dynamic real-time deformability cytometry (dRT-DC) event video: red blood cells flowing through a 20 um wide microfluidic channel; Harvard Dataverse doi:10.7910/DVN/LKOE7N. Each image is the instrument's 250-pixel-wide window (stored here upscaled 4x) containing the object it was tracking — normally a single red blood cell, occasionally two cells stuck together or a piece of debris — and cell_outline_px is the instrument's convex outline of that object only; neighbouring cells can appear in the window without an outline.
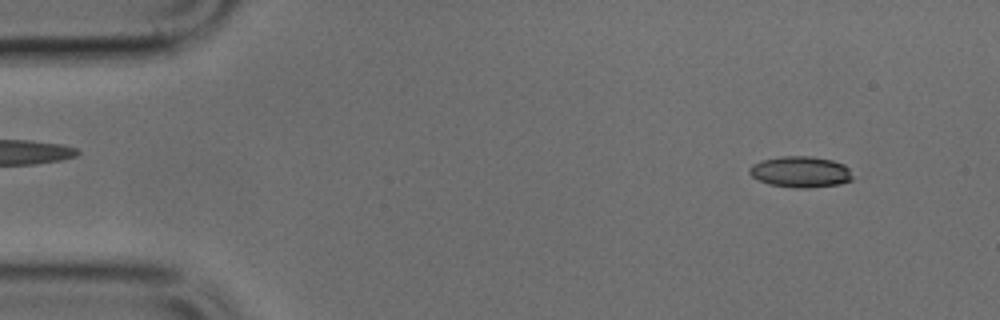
{"species": "common noctule bat (a hibernating species)", "species_latin": "Nyctalus noctula", "temperature_condition": "cold", "stored_images_in_passage": 46, "camera_frame_rate_fps": 3000, "um_per_image_px": 0.085, "animal": {"sex": "male", "body_mass_g": 17.9, "forearm_length_mm": 54.2}, "frame": {"image": 1, "passage_image": 2, "time_ms": 0.333, "image_size_px": [1000, 320], "cell_outline_px": [[852, 180], [840, 184], [808, 188], [796, 188], [768, 184], [752, 176], [748, 172], [748, 168], [752, 164], [764, 160], [784, 156], [812, 156], [832, 160], [844, 164], [848, 168], [852, 176]], "centroid_in_image_um": [68.05, 14.61], "position_along_channel_um": 16.9, "area_um2": 18.67}}
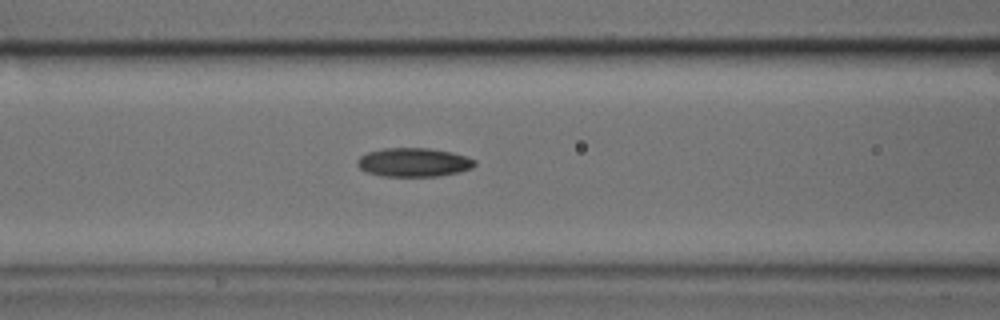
{"frame": {"image": 2, "passage_image": 17, "time_ms": 5.333, "image_size_px": [1000, 320], "cell_outline_px": [[476, 164], [472, 168], [460, 172], [436, 176], [380, 176], [364, 172], [356, 164], [356, 160], [360, 156], [368, 152], [384, 148], [428, 148], [452, 152], [476, 160]], "centroid_in_image_um": [35.13, 13.8], "position_along_channel_um": 131.5, "area_um2": 19.83}}
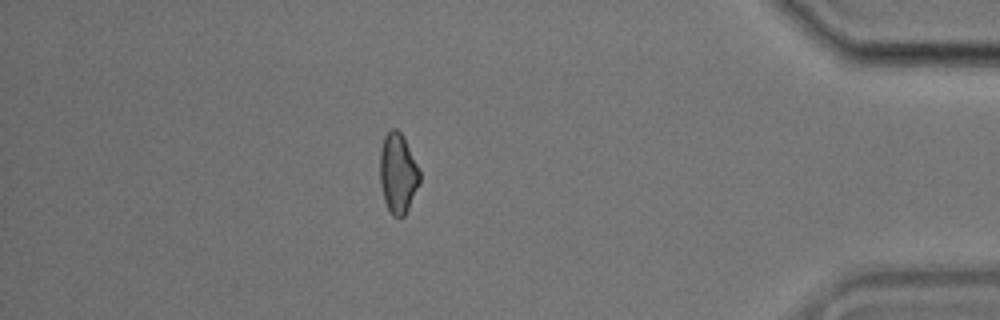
{"frame": {"image": 3, "passage_image": 40, "time_ms": 13.0, "image_size_px": [1000, 320], "cell_outline_px": [[420, 180], [408, 208], [404, 216], [392, 216], [384, 200], [380, 184], [380, 148], [384, 136], [392, 128], [396, 128], [404, 136], [420, 172]], "centroid_in_image_um": [33.8, 14.69], "position_along_channel_um": 401.4, "area_um2": 18.38}}